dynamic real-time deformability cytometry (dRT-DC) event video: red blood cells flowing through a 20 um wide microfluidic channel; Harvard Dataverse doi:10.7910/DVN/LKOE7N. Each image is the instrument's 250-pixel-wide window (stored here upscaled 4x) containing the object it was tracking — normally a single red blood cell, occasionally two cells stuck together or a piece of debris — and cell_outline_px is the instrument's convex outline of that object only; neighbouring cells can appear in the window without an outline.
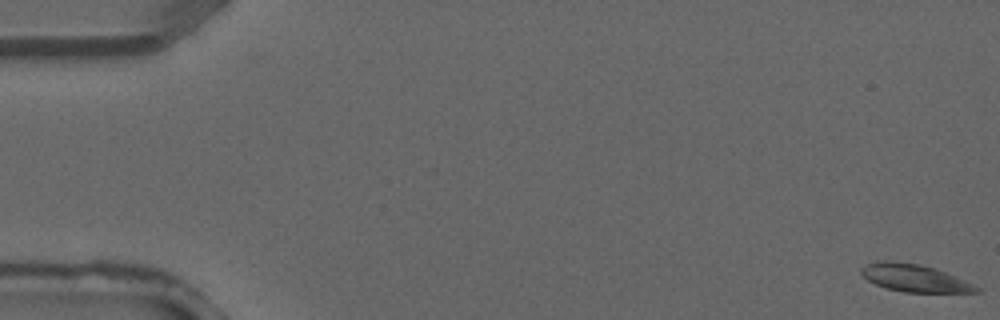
{"species": "common noctule bat (a hibernating species)", "species_latin": "Nyctalus noctula", "temperature_condition": "warm", "stored_images_in_passage": 1, "camera_frame_rate_fps": 3000, "um_per_image_px": 0.085, "animal": {"sex": "male", "forearm_length_mm": 52.5}, "frame": {"image": 1, "passage_image": 1, "time_ms": 0.0, "image_size_px": [1000, 320], "cell_outline_px": [[984, 288], [980, 292], [904, 292], [888, 288], [876, 284], [868, 280], [860, 272], [860, 268], [868, 264], [880, 260], [884, 260], [916, 264], [932, 268], [944, 272]], "centroid_in_image_um": [77.76, 23.65], "position_along_channel_um": 7.2, "area_um2": 18.03}}